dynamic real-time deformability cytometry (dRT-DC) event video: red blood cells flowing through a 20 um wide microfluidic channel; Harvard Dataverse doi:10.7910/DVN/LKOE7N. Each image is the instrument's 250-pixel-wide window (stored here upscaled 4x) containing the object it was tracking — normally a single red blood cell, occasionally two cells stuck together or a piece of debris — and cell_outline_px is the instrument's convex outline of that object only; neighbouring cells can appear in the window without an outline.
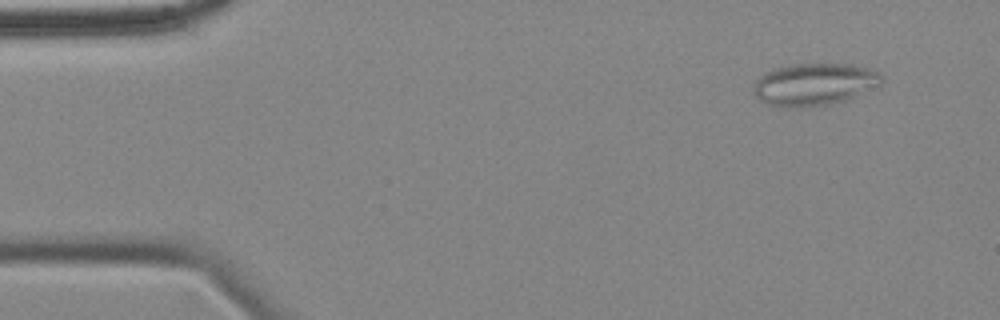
{"species": "common noctule bat (a hibernating species)", "species_latin": "Nyctalus noctula", "temperature_condition": "cold", "stored_images_in_passage": 57, "camera_frame_rate_fps": 3000, "um_per_image_px": 0.085, "animal": {"sex": "female", "body_mass_g": 18.4}, "frame": {"image": 1, "passage_image": 5, "time_ms": 1.333, "image_size_px": [1000, 320], "cell_outline_px": [[884, 80], [880, 84], [856, 96], [832, 104], [792, 108], [768, 104], [760, 100], [752, 92], [756, 80], [764, 72], [772, 68], [792, 64], [852, 64], [868, 68], [876, 72]], "centroid_in_image_um": [69.17, 7.16], "position_along_channel_um": 15.8, "area_um2": 31.5}}
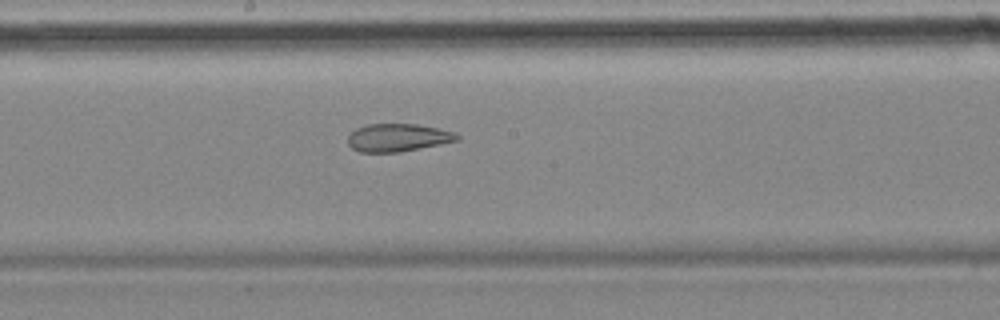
{"frame": {"image": 2, "passage_image": 30, "time_ms": 9.667, "image_size_px": [1000, 320], "cell_outline_px": [[460, 140], [400, 152], [360, 152], [352, 148], [348, 144], [348, 136], [356, 128], [368, 124], [416, 124], [456, 132], [460, 136]], "centroid_in_image_um": [33.83, 11.7], "position_along_channel_um": 214.4, "area_um2": 17.69}}
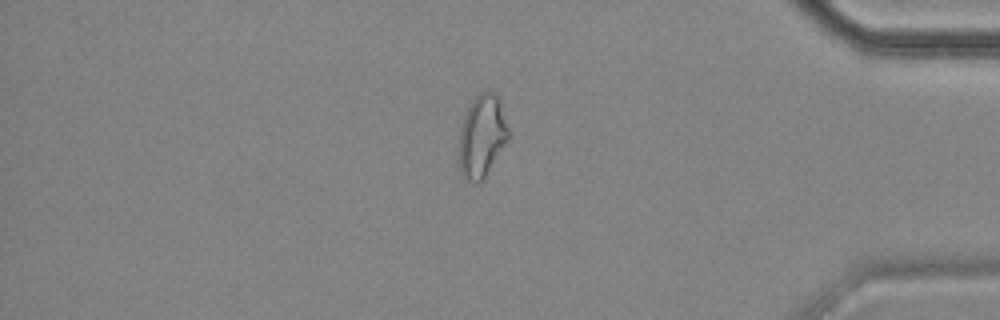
{"frame": {"image": 3, "passage_image": 48, "time_ms": 15.667, "image_size_px": [1000, 320], "cell_outline_px": [[508, 140], [484, 180], [476, 184], [464, 180], [460, 176], [460, 124], [472, 100], [480, 92], [496, 92], [500, 100], [508, 128]], "centroid_in_image_um": [40.96, 11.62], "position_along_channel_um": 394.2, "area_um2": 23.93}, "authors_computed_cell_mechanics": {"area_um2": 23.9292, "velocity_mm_per_s": 3.5032, "shape_relaxation_time_tau1_ms": null, "shape_relaxation_time_tau2_ms": 3.6912, "deformation_change_tau1": null, "deformation_change_tau2": 0.1181}}